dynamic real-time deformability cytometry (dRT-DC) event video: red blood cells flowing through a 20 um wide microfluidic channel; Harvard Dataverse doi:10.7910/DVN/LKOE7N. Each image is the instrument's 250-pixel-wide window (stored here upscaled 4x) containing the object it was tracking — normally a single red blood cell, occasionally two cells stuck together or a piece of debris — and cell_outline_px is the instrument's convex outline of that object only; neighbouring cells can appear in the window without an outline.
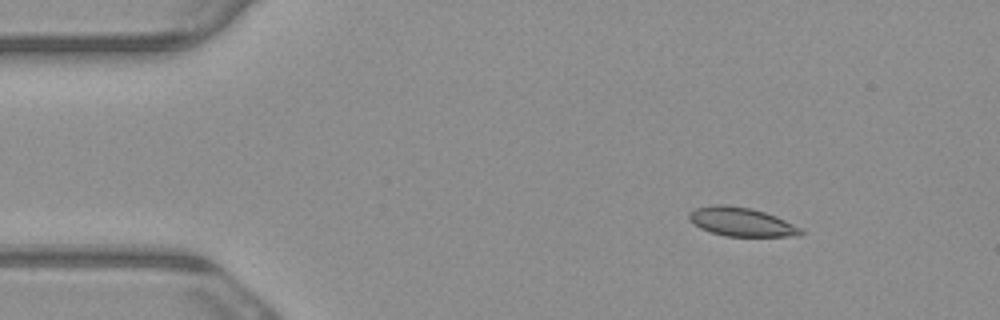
{"species": "common noctule bat (a hibernating species)", "species_latin": "Nyctalus noctula", "temperature_condition": "warm", "stored_images_in_passage": 7, "camera_frame_rate_fps": 3000, "um_per_image_px": 0.085, "animal": {"sex": "male", "body_mass_g": 23.1, "forearm_length_mm": 52.7}, "frame": {"image": 1, "passage_image": 3, "time_ms": 0.667, "image_size_px": [1000, 320], "cell_outline_px": [[804, 232], [800, 236], [724, 236], [700, 228], [692, 224], [688, 220], [688, 212], [696, 208], [716, 204], [724, 204], [748, 208], [764, 212], [776, 216], [800, 228]], "centroid_in_image_um": [62.96, 18.86], "position_along_channel_um": 22.0, "area_um2": 18.67}}
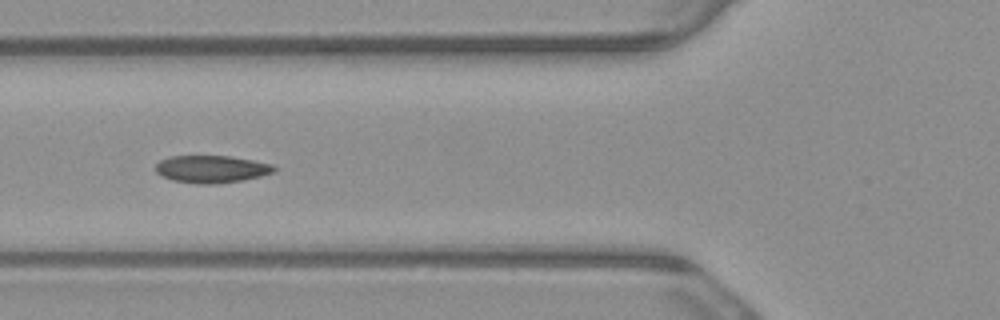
{"frame": {"image": 2, "passage_image": 6, "time_ms": 1.667, "image_size_px": [1000, 320], "cell_outline_px": [[276, 172], [260, 176], [240, 180], [216, 184], [196, 184], [172, 180], [156, 172], [156, 164], [160, 160], [168, 156], [232, 156], [272, 164], [276, 168]], "centroid_in_image_um": [17.98, 14.37], "position_along_channel_um": 107.8, "area_um2": 18.9}}
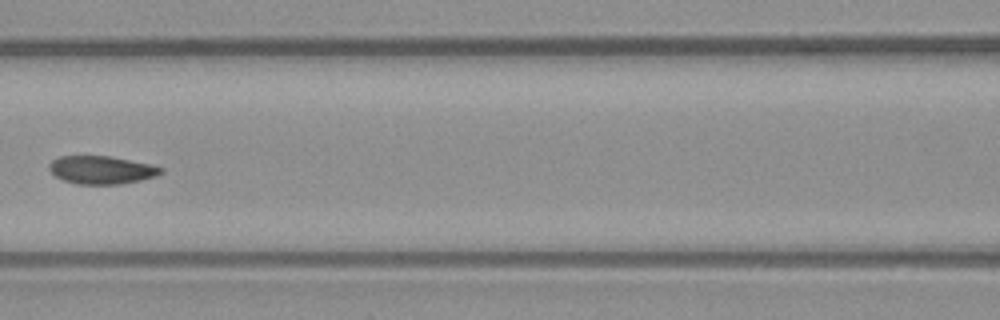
{"frame": {"image": 3, "passage_image": 7, "time_ms": 2.0, "image_size_px": [1000, 320], "cell_outline_px": [[164, 172], [156, 176], [140, 180], [120, 184], [76, 184], [64, 180], [56, 176], [48, 168], [48, 164], [52, 160], [60, 156], [112, 156], [152, 164], [164, 168]], "centroid_in_image_um": [8.66, 14.43], "position_along_channel_um": 157.9, "area_um2": 18.38}}